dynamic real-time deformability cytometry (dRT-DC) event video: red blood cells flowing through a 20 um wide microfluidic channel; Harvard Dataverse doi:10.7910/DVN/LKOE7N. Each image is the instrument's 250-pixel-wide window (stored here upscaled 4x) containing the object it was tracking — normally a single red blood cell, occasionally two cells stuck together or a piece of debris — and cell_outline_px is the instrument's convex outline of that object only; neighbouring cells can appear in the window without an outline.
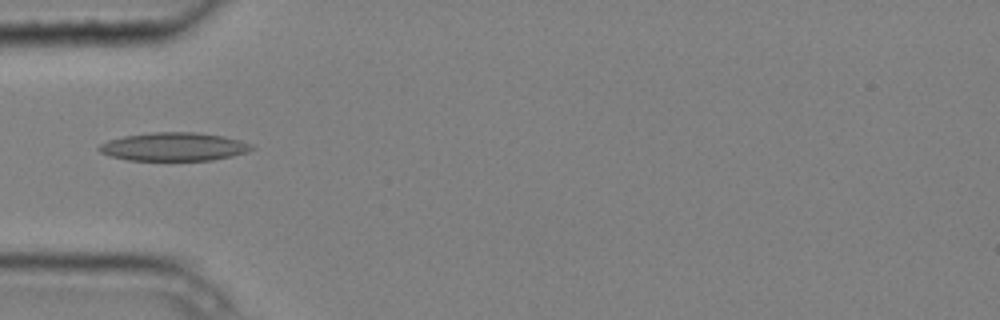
{"species": "common noctule bat (a hibernating species)", "species_latin": "Nyctalus noctula", "temperature_condition": "cold", "stored_images_in_passage": 3, "camera_frame_rate_fps": 3000, "um_per_image_px": 0.085, "animal": {"sex": "male", "body_mass_g": 20.4}, "frame": {"image": 1, "passage_image": 3, "time_ms": 0.667, "image_size_px": [1000, 320], "cell_outline_px": [[256, 148], [248, 152], [232, 156], [212, 160], [128, 160], [112, 156], [100, 152], [96, 148], [100, 144], [108, 140], [124, 136], [152, 132], [196, 132], [224, 136], [240, 140], [252, 144]], "centroid_in_image_um": [14.81, 12.46], "position_along_channel_um": 70.2, "area_um2": 25.32}}